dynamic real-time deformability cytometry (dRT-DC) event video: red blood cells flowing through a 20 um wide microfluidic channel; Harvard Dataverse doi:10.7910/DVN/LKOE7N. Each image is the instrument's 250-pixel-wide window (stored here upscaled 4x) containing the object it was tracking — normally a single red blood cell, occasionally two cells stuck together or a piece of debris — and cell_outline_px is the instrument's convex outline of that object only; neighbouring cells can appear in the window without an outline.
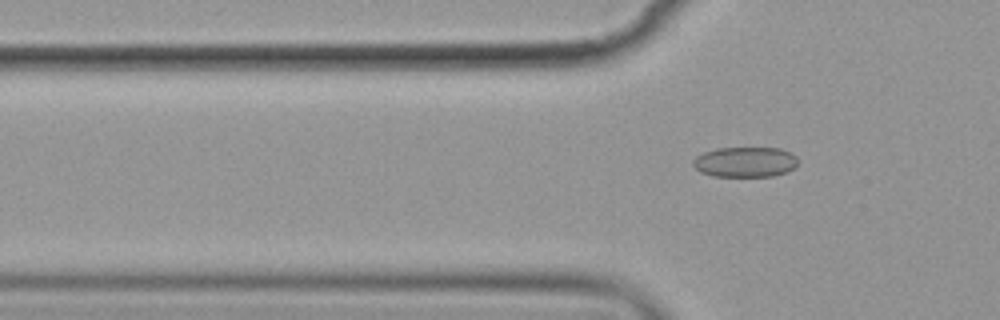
{"species": "common noctule bat (a hibernating species)", "species_latin": "Nyctalus noctula", "temperature_condition": "cold", "stored_images_in_passage": 4, "segment_of_instrument_passage": [2, 2], "camera_frame_rate_fps": 3000, "um_per_image_px": 0.085, "animal": {"sex": "female", "body_mass_g": 19.9}, "frame": {"image": 1, "passage_image": 4, "time_ms": 3.667, "image_size_px": [1000, 320], "cell_outline_px": [[796, 168], [772, 176], [712, 176], [700, 172], [692, 164], [692, 160], [696, 156], [704, 152], [716, 148], [780, 148], [792, 152], [796, 156]], "centroid_in_image_um": [63.33, 13.76], "position_along_channel_um": 62.5, "area_um2": 18.55}}